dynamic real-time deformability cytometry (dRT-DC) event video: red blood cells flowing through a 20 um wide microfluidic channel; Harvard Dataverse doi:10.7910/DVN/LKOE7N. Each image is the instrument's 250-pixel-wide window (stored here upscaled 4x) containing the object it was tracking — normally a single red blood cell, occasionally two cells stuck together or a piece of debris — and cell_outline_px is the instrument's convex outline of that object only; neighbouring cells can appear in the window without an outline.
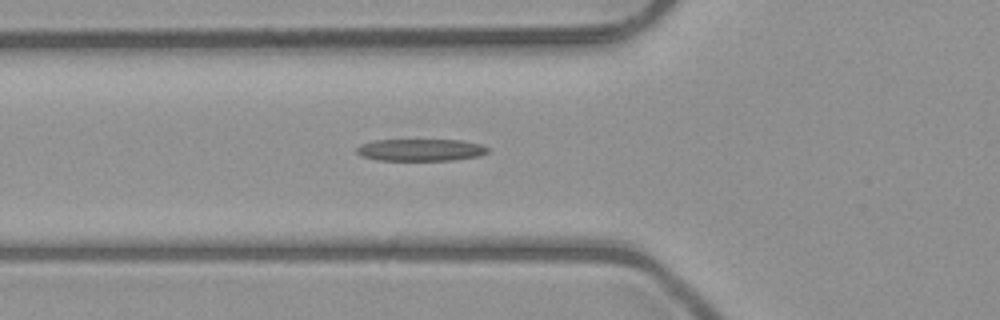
{"species": "common noctule bat (a hibernating species)", "species_latin": "Nyctalus noctula", "temperature_condition": "room temperature", "stored_images_in_passage": 27, "camera_frame_rate_fps": 3000, "um_per_image_px": 0.085, "animal": {"sex": "male", "body_mass_g": 23.1, "forearm_length_mm": 52.7}, "frame": {"image": 1, "passage_image": 2, "time_ms": 0.333, "image_size_px": [1000, 320], "cell_outline_px": [[488, 152], [480, 156], [452, 160], [376, 160], [360, 156], [356, 152], [356, 148], [360, 144], [372, 140], [460, 140], [480, 144], [488, 148]], "centroid_in_image_um": [35.71, 12.74], "position_along_channel_um": 90.1, "area_um2": 16.94}}
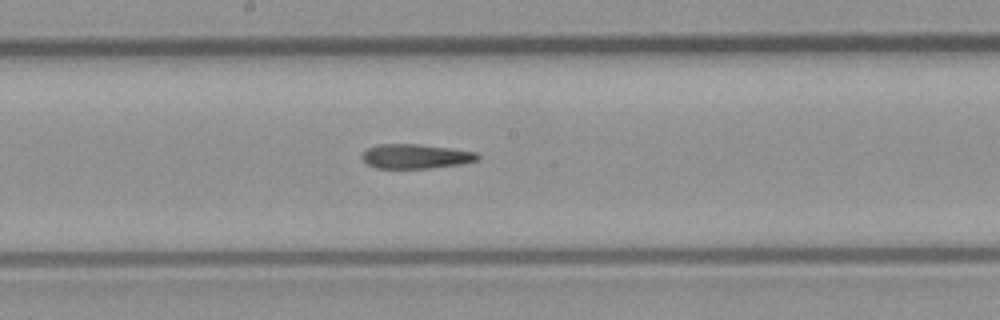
{"frame": {"image": 2, "passage_image": 11, "time_ms": 3.333, "image_size_px": [1000, 320], "cell_outline_px": [[480, 160], [460, 164], [428, 168], [376, 168], [368, 164], [360, 156], [360, 152], [376, 144], [416, 144], [448, 148], [476, 152], [480, 156]], "centroid_in_image_um": [35.3, 13.28], "position_along_channel_um": 212.9, "area_um2": 16.47}}
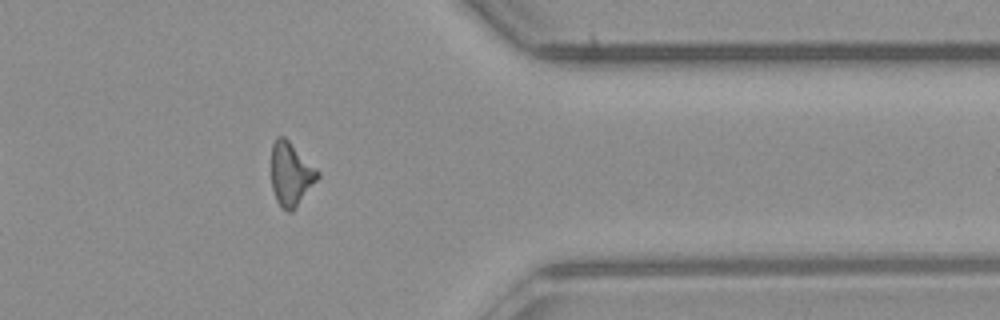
{"frame": {"image": 3, "passage_image": 25, "time_ms": 8.0, "image_size_px": [1000, 320], "cell_outline_px": [[320, 176], [292, 212], [288, 212], [276, 200], [272, 188], [272, 144], [276, 136], [284, 136], [320, 172]], "centroid_in_image_um": [24.72, 14.78], "position_along_channel_um": 386.7, "area_um2": 16.88}}